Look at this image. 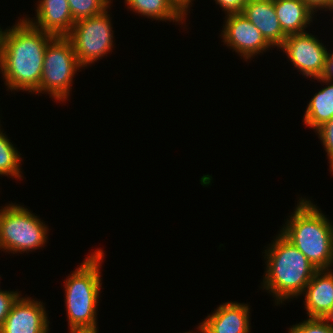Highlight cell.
Returning <instances> with one entry per match:
<instances>
[{"instance_id": "1", "label": "cell", "mask_w": 333, "mask_h": 333, "mask_svg": "<svg viewBox=\"0 0 333 333\" xmlns=\"http://www.w3.org/2000/svg\"><path fill=\"white\" fill-rule=\"evenodd\" d=\"M6 31L0 56L6 85L11 90L35 92L41 82L46 47L55 36L24 19Z\"/></svg>"}, {"instance_id": "2", "label": "cell", "mask_w": 333, "mask_h": 333, "mask_svg": "<svg viewBox=\"0 0 333 333\" xmlns=\"http://www.w3.org/2000/svg\"><path fill=\"white\" fill-rule=\"evenodd\" d=\"M281 234L291 242L317 270L333 264V225L308 200H300Z\"/></svg>"}, {"instance_id": "3", "label": "cell", "mask_w": 333, "mask_h": 333, "mask_svg": "<svg viewBox=\"0 0 333 333\" xmlns=\"http://www.w3.org/2000/svg\"><path fill=\"white\" fill-rule=\"evenodd\" d=\"M270 246L264 288L278 301L301 295L317 269L281 233Z\"/></svg>"}, {"instance_id": "4", "label": "cell", "mask_w": 333, "mask_h": 333, "mask_svg": "<svg viewBox=\"0 0 333 333\" xmlns=\"http://www.w3.org/2000/svg\"><path fill=\"white\" fill-rule=\"evenodd\" d=\"M104 253L97 250L85 259L65 281L66 307L70 328L96 326V306L101 287L100 264Z\"/></svg>"}, {"instance_id": "5", "label": "cell", "mask_w": 333, "mask_h": 333, "mask_svg": "<svg viewBox=\"0 0 333 333\" xmlns=\"http://www.w3.org/2000/svg\"><path fill=\"white\" fill-rule=\"evenodd\" d=\"M80 67L71 41L66 36L54 37L46 47L41 82L35 92L47 91L51 97L64 101Z\"/></svg>"}, {"instance_id": "6", "label": "cell", "mask_w": 333, "mask_h": 333, "mask_svg": "<svg viewBox=\"0 0 333 333\" xmlns=\"http://www.w3.org/2000/svg\"><path fill=\"white\" fill-rule=\"evenodd\" d=\"M9 205L0 210V248L23 252L43 246L48 233L45 224L28 209Z\"/></svg>"}, {"instance_id": "7", "label": "cell", "mask_w": 333, "mask_h": 333, "mask_svg": "<svg viewBox=\"0 0 333 333\" xmlns=\"http://www.w3.org/2000/svg\"><path fill=\"white\" fill-rule=\"evenodd\" d=\"M107 11L89 18L75 21L66 36L72 43L81 67L97 61L112 48L113 33Z\"/></svg>"}, {"instance_id": "8", "label": "cell", "mask_w": 333, "mask_h": 333, "mask_svg": "<svg viewBox=\"0 0 333 333\" xmlns=\"http://www.w3.org/2000/svg\"><path fill=\"white\" fill-rule=\"evenodd\" d=\"M279 48L303 75L311 78L322 75L328 52L314 36L306 32L288 35Z\"/></svg>"}, {"instance_id": "9", "label": "cell", "mask_w": 333, "mask_h": 333, "mask_svg": "<svg viewBox=\"0 0 333 333\" xmlns=\"http://www.w3.org/2000/svg\"><path fill=\"white\" fill-rule=\"evenodd\" d=\"M227 21L222 31L224 43L231 46L246 59L271 47L259 29L243 13L226 15Z\"/></svg>"}, {"instance_id": "10", "label": "cell", "mask_w": 333, "mask_h": 333, "mask_svg": "<svg viewBox=\"0 0 333 333\" xmlns=\"http://www.w3.org/2000/svg\"><path fill=\"white\" fill-rule=\"evenodd\" d=\"M41 302L20 298L13 304L0 333H48L49 321Z\"/></svg>"}, {"instance_id": "11", "label": "cell", "mask_w": 333, "mask_h": 333, "mask_svg": "<svg viewBox=\"0 0 333 333\" xmlns=\"http://www.w3.org/2000/svg\"><path fill=\"white\" fill-rule=\"evenodd\" d=\"M249 311L247 304L224 303L208 315L199 330L201 333H249Z\"/></svg>"}, {"instance_id": "12", "label": "cell", "mask_w": 333, "mask_h": 333, "mask_svg": "<svg viewBox=\"0 0 333 333\" xmlns=\"http://www.w3.org/2000/svg\"><path fill=\"white\" fill-rule=\"evenodd\" d=\"M243 15L254 24L272 47H280L287 35L283 32L274 9V0H247Z\"/></svg>"}, {"instance_id": "13", "label": "cell", "mask_w": 333, "mask_h": 333, "mask_svg": "<svg viewBox=\"0 0 333 333\" xmlns=\"http://www.w3.org/2000/svg\"><path fill=\"white\" fill-rule=\"evenodd\" d=\"M39 3L36 10L37 22L26 20L35 28L55 37L67 36L75 23L68 0H41Z\"/></svg>"}, {"instance_id": "14", "label": "cell", "mask_w": 333, "mask_h": 333, "mask_svg": "<svg viewBox=\"0 0 333 333\" xmlns=\"http://www.w3.org/2000/svg\"><path fill=\"white\" fill-rule=\"evenodd\" d=\"M326 271L317 270L305 287V307L309 318H322L333 308V273L329 269Z\"/></svg>"}, {"instance_id": "15", "label": "cell", "mask_w": 333, "mask_h": 333, "mask_svg": "<svg viewBox=\"0 0 333 333\" xmlns=\"http://www.w3.org/2000/svg\"><path fill=\"white\" fill-rule=\"evenodd\" d=\"M274 9L287 36L303 33L314 13L304 0H274Z\"/></svg>"}, {"instance_id": "16", "label": "cell", "mask_w": 333, "mask_h": 333, "mask_svg": "<svg viewBox=\"0 0 333 333\" xmlns=\"http://www.w3.org/2000/svg\"><path fill=\"white\" fill-rule=\"evenodd\" d=\"M136 13L157 20L182 21L186 11L175 0H126Z\"/></svg>"}, {"instance_id": "17", "label": "cell", "mask_w": 333, "mask_h": 333, "mask_svg": "<svg viewBox=\"0 0 333 333\" xmlns=\"http://www.w3.org/2000/svg\"><path fill=\"white\" fill-rule=\"evenodd\" d=\"M333 119V84L321 89L310 100L304 115V123L318 129Z\"/></svg>"}, {"instance_id": "18", "label": "cell", "mask_w": 333, "mask_h": 333, "mask_svg": "<svg viewBox=\"0 0 333 333\" xmlns=\"http://www.w3.org/2000/svg\"><path fill=\"white\" fill-rule=\"evenodd\" d=\"M0 130V174L21 177L19 168L20 155L13 144Z\"/></svg>"}, {"instance_id": "19", "label": "cell", "mask_w": 333, "mask_h": 333, "mask_svg": "<svg viewBox=\"0 0 333 333\" xmlns=\"http://www.w3.org/2000/svg\"><path fill=\"white\" fill-rule=\"evenodd\" d=\"M110 0H68L74 21L99 15L107 10Z\"/></svg>"}, {"instance_id": "20", "label": "cell", "mask_w": 333, "mask_h": 333, "mask_svg": "<svg viewBox=\"0 0 333 333\" xmlns=\"http://www.w3.org/2000/svg\"><path fill=\"white\" fill-rule=\"evenodd\" d=\"M289 333H333V329L322 318H309L291 327Z\"/></svg>"}, {"instance_id": "21", "label": "cell", "mask_w": 333, "mask_h": 333, "mask_svg": "<svg viewBox=\"0 0 333 333\" xmlns=\"http://www.w3.org/2000/svg\"><path fill=\"white\" fill-rule=\"evenodd\" d=\"M317 133L322 140L324 147L326 148L327 155L330 160V168L333 172V119L324 123L317 130Z\"/></svg>"}, {"instance_id": "22", "label": "cell", "mask_w": 333, "mask_h": 333, "mask_svg": "<svg viewBox=\"0 0 333 333\" xmlns=\"http://www.w3.org/2000/svg\"><path fill=\"white\" fill-rule=\"evenodd\" d=\"M20 295L18 292L0 291V329L8 316L13 304Z\"/></svg>"}, {"instance_id": "23", "label": "cell", "mask_w": 333, "mask_h": 333, "mask_svg": "<svg viewBox=\"0 0 333 333\" xmlns=\"http://www.w3.org/2000/svg\"><path fill=\"white\" fill-rule=\"evenodd\" d=\"M217 4L227 11L228 15L242 13L247 0H215Z\"/></svg>"}, {"instance_id": "24", "label": "cell", "mask_w": 333, "mask_h": 333, "mask_svg": "<svg viewBox=\"0 0 333 333\" xmlns=\"http://www.w3.org/2000/svg\"><path fill=\"white\" fill-rule=\"evenodd\" d=\"M319 81L322 82H331L333 79V53L329 54L327 53L326 60H325V66L322 75L319 78H316Z\"/></svg>"}, {"instance_id": "25", "label": "cell", "mask_w": 333, "mask_h": 333, "mask_svg": "<svg viewBox=\"0 0 333 333\" xmlns=\"http://www.w3.org/2000/svg\"><path fill=\"white\" fill-rule=\"evenodd\" d=\"M307 5L314 11L318 7L319 8H329V0H304Z\"/></svg>"}, {"instance_id": "26", "label": "cell", "mask_w": 333, "mask_h": 333, "mask_svg": "<svg viewBox=\"0 0 333 333\" xmlns=\"http://www.w3.org/2000/svg\"><path fill=\"white\" fill-rule=\"evenodd\" d=\"M71 333H97V326L93 327H73L70 328Z\"/></svg>"}, {"instance_id": "27", "label": "cell", "mask_w": 333, "mask_h": 333, "mask_svg": "<svg viewBox=\"0 0 333 333\" xmlns=\"http://www.w3.org/2000/svg\"><path fill=\"white\" fill-rule=\"evenodd\" d=\"M322 319L333 329V325L329 323V321L333 322V308H331Z\"/></svg>"}, {"instance_id": "28", "label": "cell", "mask_w": 333, "mask_h": 333, "mask_svg": "<svg viewBox=\"0 0 333 333\" xmlns=\"http://www.w3.org/2000/svg\"><path fill=\"white\" fill-rule=\"evenodd\" d=\"M186 12L192 0H175Z\"/></svg>"}, {"instance_id": "29", "label": "cell", "mask_w": 333, "mask_h": 333, "mask_svg": "<svg viewBox=\"0 0 333 333\" xmlns=\"http://www.w3.org/2000/svg\"><path fill=\"white\" fill-rule=\"evenodd\" d=\"M4 36H5V32L2 31V29H0V56H1L2 49H3Z\"/></svg>"}, {"instance_id": "30", "label": "cell", "mask_w": 333, "mask_h": 333, "mask_svg": "<svg viewBox=\"0 0 333 333\" xmlns=\"http://www.w3.org/2000/svg\"><path fill=\"white\" fill-rule=\"evenodd\" d=\"M333 6V0H329V10Z\"/></svg>"}]
</instances>
